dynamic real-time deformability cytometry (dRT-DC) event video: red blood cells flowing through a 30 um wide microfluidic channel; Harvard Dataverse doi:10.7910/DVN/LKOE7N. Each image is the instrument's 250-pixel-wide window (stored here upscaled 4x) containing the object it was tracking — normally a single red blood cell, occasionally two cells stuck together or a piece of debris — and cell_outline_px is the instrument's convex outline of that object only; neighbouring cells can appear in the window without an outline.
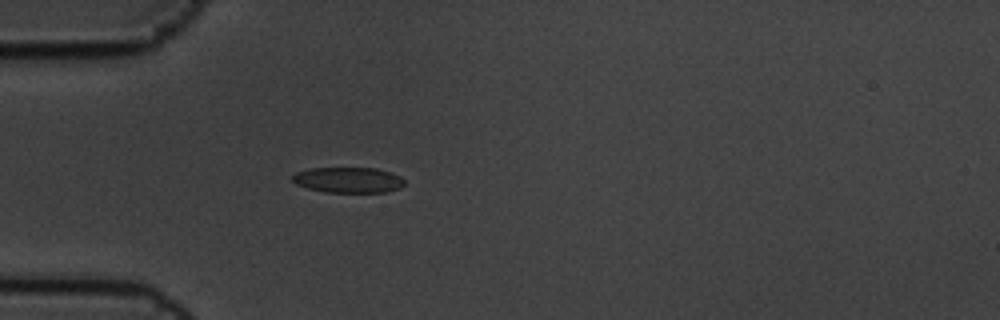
{"species": "common noctule bat (a hibernating species)", "species_latin": "Nyctalus noctula", "temperature_condition": "cold", "stored_images_in_passage": 1, "camera_frame_rate_fps": 3000, "um_per_image_px": 0.085, "animal": {"sex": "male", "body_mass_g": 19.5, "forearm_length_mm": 54.6}, "frame": {"image": 1, "passage_image": 1, "time_ms": 0.0, "image_size_px": [1000, 320], "cell_outline_px": [[404, 184], [400, 188], [384, 192], [324, 192], [308, 188], [296, 184], [292, 180], [292, 176], [296, 172], [308, 168], [376, 168], [392, 172], [400, 176], [404, 180]], "centroid_in_image_um": [29.6, 15.29], "position_along_channel_um": 55.4, "area_um2": 16.76}}